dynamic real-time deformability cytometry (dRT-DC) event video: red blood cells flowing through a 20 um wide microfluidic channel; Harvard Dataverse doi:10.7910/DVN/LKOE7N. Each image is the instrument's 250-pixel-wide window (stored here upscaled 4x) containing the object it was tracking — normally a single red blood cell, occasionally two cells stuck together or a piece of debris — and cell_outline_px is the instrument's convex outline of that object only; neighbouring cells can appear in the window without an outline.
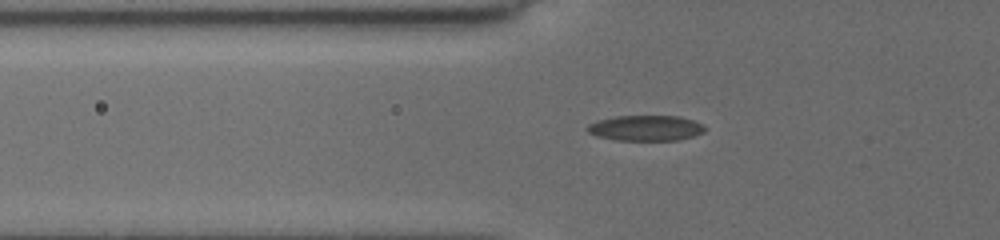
{"species": "common noctule bat (a hibernating species)", "species_latin": "Nyctalus noctula", "temperature_condition": "cold", "stored_images_in_passage": 12, "camera_frame_rate_fps": 3000, "um_per_image_px": 0.085, "animal": {"sex": "female", "body_mass_g": 19.5, "forearm_length_mm": 54.1}, "frame": {"image": 1, "passage_image": 3, "time_ms": 0.333, "image_size_px": [1000, 240], "cell_outline_px": [[708, 128], [704, 132], [692, 136], [676, 140], [616, 140], [596, 136], [588, 132], [584, 128], [588, 124], [600, 120], [616, 116], [680, 116], [704, 124]], "centroid_in_image_um": [54.89, 10.88], "position_along_channel_um": 70.9, "area_um2": 17.51}}
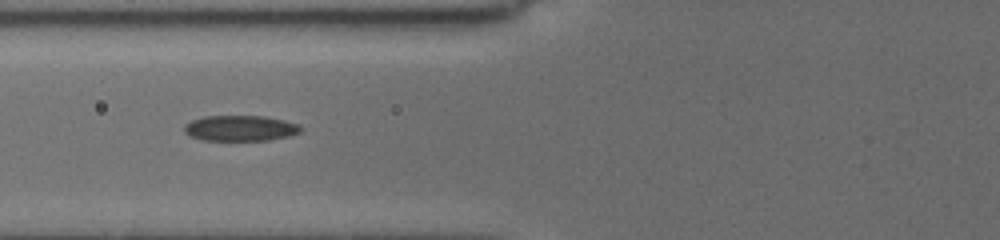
{"frame": {"image": 2, "passage_image": 11, "time_ms": 1.333, "image_size_px": [1000, 240], "cell_outline_px": [[300, 132], [288, 136], [268, 140], [204, 140], [188, 136], [184, 132], [184, 124], [192, 120], [204, 116], [264, 116], [284, 120], [300, 124]], "centroid_in_image_um": [20.39, 10.89], "position_along_channel_um": 105.4, "area_um2": 17.4}}